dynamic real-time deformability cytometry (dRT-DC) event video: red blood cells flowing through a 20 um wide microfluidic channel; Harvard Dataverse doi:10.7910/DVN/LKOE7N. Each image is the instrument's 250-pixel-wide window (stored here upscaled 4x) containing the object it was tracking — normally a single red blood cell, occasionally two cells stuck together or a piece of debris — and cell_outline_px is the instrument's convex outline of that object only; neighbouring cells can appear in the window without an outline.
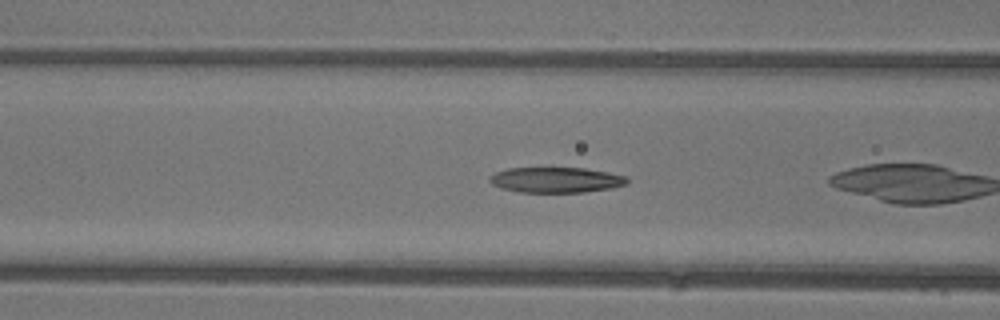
{"species": "common noctule bat (a hibernating species)", "species_latin": "Nyctalus noctula", "temperature_condition": "warm", "stored_images_in_passage": 20, "camera_frame_rate_fps": 3000, "um_per_image_px": 0.085, "animal": {"sex": "female"}, "frame": {"image": 1, "passage_image": 17, "time_ms": 5.333, "image_size_px": [1000, 320], "cell_outline_px": [[628, 184], [612, 188], [584, 192], [520, 192], [500, 188], [492, 184], [488, 180], [488, 176], [496, 172], [508, 168], [584, 168], [608, 172], [628, 176]], "centroid_in_image_um": [47.26, 15.29], "position_along_channel_um": 119.3, "area_um2": 20.52}}